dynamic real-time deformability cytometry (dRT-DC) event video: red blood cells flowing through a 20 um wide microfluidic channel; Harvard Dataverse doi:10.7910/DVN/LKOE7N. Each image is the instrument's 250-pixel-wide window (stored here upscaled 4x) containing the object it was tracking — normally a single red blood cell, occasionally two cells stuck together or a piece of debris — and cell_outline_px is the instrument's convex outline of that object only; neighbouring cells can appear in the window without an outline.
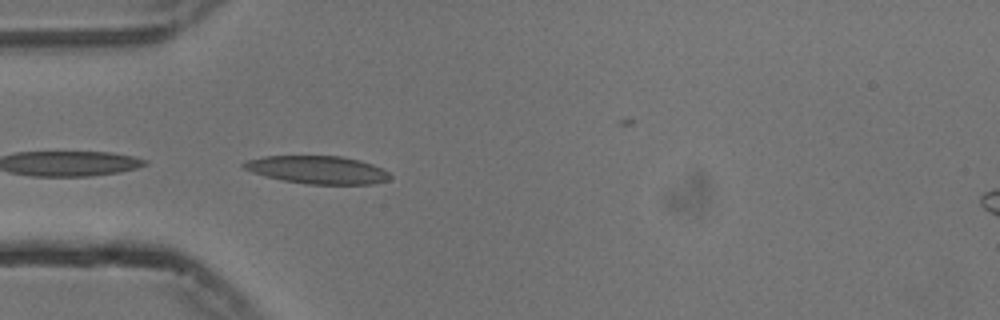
{"species": "common noctule bat (a hibernating species)", "species_latin": "Nyctalus noctula", "temperature_condition": "cold", "stored_images_in_passage": 14, "camera_frame_rate_fps": 3000, "um_per_image_px": 0.085, "animal": {"sex": "male", "body_mass_g": 13.3}, "frame": {"image": 1, "passage_image": 1, "time_ms": 0.0, "image_size_px": [1000, 320], "cell_outline_px": [[392, 176], [388, 180], [372, 184], [308, 184], [284, 180], [264, 176], [252, 172], [244, 168], [240, 164], [248, 160], [264, 156], [340, 156], [360, 160], [372, 164], [388, 172]], "centroid_in_image_um": [26.99, 14.43], "position_along_channel_um": 58.0, "area_um2": 23.64}}